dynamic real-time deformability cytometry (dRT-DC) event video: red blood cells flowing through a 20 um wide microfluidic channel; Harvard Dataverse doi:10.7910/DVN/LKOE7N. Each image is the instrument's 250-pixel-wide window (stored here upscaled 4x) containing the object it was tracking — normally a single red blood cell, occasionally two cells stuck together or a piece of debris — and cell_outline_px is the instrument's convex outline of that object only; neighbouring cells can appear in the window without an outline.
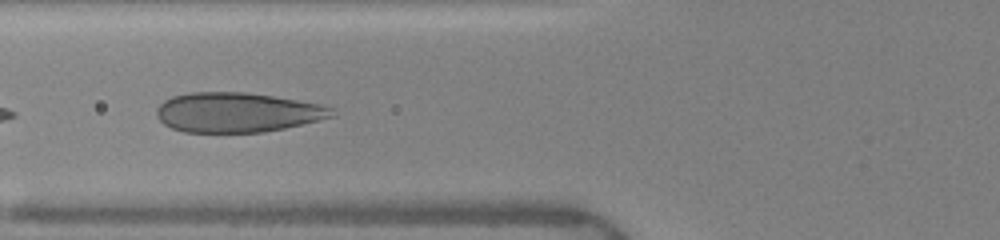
{"species": "human", "species_latin": "Homo sapiens", "temperature_condition": "warm", "stored_images_in_passage": 29, "camera_frame_rate_fps": 3000, "um_per_image_px": 0.085, "donor": {"sex": "female"}, "frame": {"image": 1, "passage_image": 4, "time_ms": 1.0, "image_size_px": [1000, 240], "cell_outline_px": [[336, 116], [284, 128], [264, 132], [184, 132], [172, 128], [164, 124], [156, 116], [156, 108], [164, 100], [172, 96], [192, 92], [244, 92], [272, 96], [320, 104], [336, 108]], "centroid_in_image_um": [20.17, 9.55], "position_along_channel_um": 105.6, "area_um2": 40.63}}
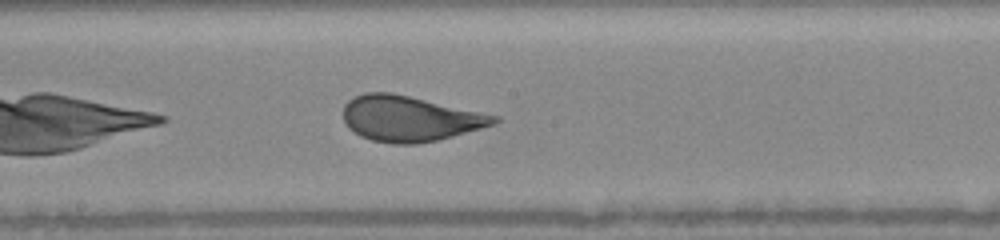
{"frame": {"image": 2, "passage_image": 12, "time_ms": 3.667, "image_size_px": [1000, 240], "cell_outline_px": [[500, 120], [496, 124], [452, 136], [436, 140], [416, 144], [392, 144], [372, 140], [360, 136], [348, 128], [344, 120], [344, 104], [348, 100], [364, 92], [392, 92], [500, 116]], "centroid_in_image_um": [34.82, 10.08], "position_along_channel_um": 213.4, "area_um2": 40.0}}
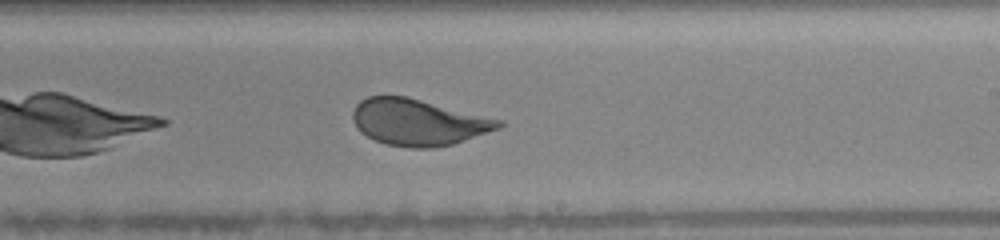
{"frame": {"image": 3, "passage_image": 15, "time_ms": 4.667, "image_size_px": [1000, 240], "cell_outline_px": [[504, 124], [500, 128], [452, 144], [432, 148], [412, 148], [384, 144], [360, 132], [352, 120], [352, 112], [356, 104], [360, 100], [368, 96], [408, 96], [504, 120]], "centroid_in_image_um": [35.55, 10.38], "position_along_channel_um": 253.5, "area_um2": 39.65}, "authors_computed_cell_mechanics": {"area_um2": 40.4022, "velocity_mm_per_s": 4.02, "shape_relaxation_time_tau1_ms": 3.5202, "shape_relaxation_time_tau2_ms": null, "deformation_change_tau1": 0.1407, "deformation_change_tau2": null}}